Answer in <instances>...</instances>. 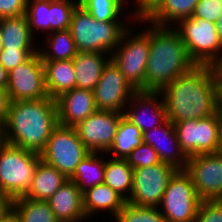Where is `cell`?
<instances>
[{
    "mask_svg": "<svg viewBox=\"0 0 222 222\" xmlns=\"http://www.w3.org/2000/svg\"><path fill=\"white\" fill-rule=\"evenodd\" d=\"M196 64L172 26L150 23V49L145 72V91H160L165 85L188 73Z\"/></svg>",
    "mask_w": 222,
    "mask_h": 222,
    "instance_id": "cell-3",
    "label": "cell"
},
{
    "mask_svg": "<svg viewBox=\"0 0 222 222\" xmlns=\"http://www.w3.org/2000/svg\"><path fill=\"white\" fill-rule=\"evenodd\" d=\"M2 141L1 130H0V142Z\"/></svg>",
    "mask_w": 222,
    "mask_h": 222,
    "instance_id": "cell-48",
    "label": "cell"
},
{
    "mask_svg": "<svg viewBox=\"0 0 222 222\" xmlns=\"http://www.w3.org/2000/svg\"><path fill=\"white\" fill-rule=\"evenodd\" d=\"M123 117L124 113L97 110L74 128L90 152L107 153Z\"/></svg>",
    "mask_w": 222,
    "mask_h": 222,
    "instance_id": "cell-15",
    "label": "cell"
},
{
    "mask_svg": "<svg viewBox=\"0 0 222 222\" xmlns=\"http://www.w3.org/2000/svg\"><path fill=\"white\" fill-rule=\"evenodd\" d=\"M39 153L0 142V195L12 199L24 196L41 161Z\"/></svg>",
    "mask_w": 222,
    "mask_h": 222,
    "instance_id": "cell-6",
    "label": "cell"
},
{
    "mask_svg": "<svg viewBox=\"0 0 222 222\" xmlns=\"http://www.w3.org/2000/svg\"><path fill=\"white\" fill-rule=\"evenodd\" d=\"M142 142L156 150L161 162L170 164L177 170H185L188 157L181 149L174 124L170 120L142 132Z\"/></svg>",
    "mask_w": 222,
    "mask_h": 222,
    "instance_id": "cell-17",
    "label": "cell"
},
{
    "mask_svg": "<svg viewBox=\"0 0 222 222\" xmlns=\"http://www.w3.org/2000/svg\"><path fill=\"white\" fill-rule=\"evenodd\" d=\"M159 92L163 97L167 120L173 124L207 118L220 110L215 66L196 65Z\"/></svg>",
    "mask_w": 222,
    "mask_h": 222,
    "instance_id": "cell-1",
    "label": "cell"
},
{
    "mask_svg": "<svg viewBox=\"0 0 222 222\" xmlns=\"http://www.w3.org/2000/svg\"><path fill=\"white\" fill-rule=\"evenodd\" d=\"M126 161L132 169L161 163L156 150L151 145L143 142L128 155Z\"/></svg>",
    "mask_w": 222,
    "mask_h": 222,
    "instance_id": "cell-35",
    "label": "cell"
},
{
    "mask_svg": "<svg viewBox=\"0 0 222 222\" xmlns=\"http://www.w3.org/2000/svg\"><path fill=\"white\" fill-rule=\"evenodd\" d=\"M78 1L79 4L83 8H85L97 21L134 22L136 19L132 11L125 8L128 5L127 3L131 2L130 0H78ZM124 9L127 11H125Z\"/></svg>",
    "mask_w": 222,
    "mask_h": 222,
    "instance_id": "cell-28",
    "label": "cell"
},
{
    "mask_svg": "<svg viewBox=\"0 0 222 222\" xmlns=\"http://www.w3.org/2000/svg\"><path fill=\"white\" fill-rule=\"evenodd\" d=\"M178 141L187 157L222 151V113L174 123Z\"/></svg>",
    "mask_w": 222,
    "mask_h": 222,
    "instance_id": "cell-8",
    "label": "cell"
},
{
    "mask_svg": "<svg viewBox=\"0 0 222 222\" xmlns=\"http://www.w3.org/2000/svg\"><path fill=\"white\" fill-rule=\"evenodd\" d=\"M78 4V0H49L50 33L69 29L73 11Z\"/></svg>",
    "mask_w": 222,
    "mask_h": 222,
    "instance_id": "cell-34",
    "label": "cell"
},
{
    "mask_svg": "<svg viewBox=\"0 0 222 222\" xmlns=\"http://www.w3.org/2000/svg\"><path fill=\"white\" fill-rule=\"evenodd\" d=\"M216 31L218 34V38L222 44V15L219 17V19L215 23Z\"/></svg>",
    "mask_w": 222,
    "mask_h": 222,
    "instance_id": "cell-45",
    "label": "cell"
},
{
    "mask_svg": "<svg viewBox=\"0 0 222 222\" xmlns=\"http://www.w3.org/2000/svg\"><path fill=\"white\" fill-rule=\"evenodd\" d=\"M106 158L107 153L90 152L76 167L69 179L79 187L82 193L93 186L102 184Z\"/></svg>",
    "mask_w": 222,
    "mask_h": 222,
    "instance_id": "cell-27",
    "label": "cell"
},
{
    "mask_svg": "<svg viewBox=\"0 0 222 222\" xmlns=\"http://www.w3.org/2000/svg\"><path fill=\"white\" fill-rule=\"evenodd\" d=\"M111 55L101 52H78L72 59L76 88L93 91Z\"/></svg>",
    "mask_w": 222,
    "mask_h": 222,
    "instance_id": "cell-21",
    "label": "cell"
},
{
    "mask_svg": "<svg viewBox=\"0 0 222 222\" xmlns=\"http://www.w3.org/2000/svg\"><path fill=\"white\" fill-rule=\"evenodd\" d=\"M58 125L56 101L50 97L11 101L2 141L41 153Z\"/></svg>",
    "mask_w": 222,
    "mask_h": 222,
    "instance_id": "cell-2",
    "label": "cell"
},
{
    "mask_svg": "<svg viewBox=\"0 0 222 222\" xmlns=\"http://www.w3.org/2000/svg\"><path fill=\"white\" fill-rule=\"evenodd\" d=\"M13 199L0 195V221L12 211Z\"/></svg>",
    "mask_w": 222,
    "mask_h": 222,
    "instance_id": "cell-42",
    "label": "cell"
},
{
    "mask_svg": "<svg viewBox=\"0 0 222 222\" xmlns=\"http://www.w3.org/2000/svg\"><path fill=\"white\" fill-rule=\"evenodd\" d=\"M39 44L41 49L38 48V53L42 61L72 60L79 52L69 29L45 35V39Z\"/></svg>",
    "mask_w": 222,
    "mask_h": 222,
    "instance_id": "cell-26",
    "label": "cell"
},
{
    "mask_svg": "<svg viewBox=\"0 0 222 222\" xmlns=\"http://www.w3.org/2000/svg\"><path fill=\"white\" fill-rule=\"evenodd\" d=\"M58 124L76 127L97 111L93 91L74 88L55 99Z\"/></svg>",
    "mask_w": 222,
    "mask_h": 222,
    "instance_id": "cell-18",
    "label": "cell"
},
{
    "mask_svg": "<svg viewBox=\"0 0 222 222\" xmlns=\"http://www.w3.org/2000/svg\"><path fill=\"white\" fill-rule=\"evenodd\" d=\"M132 22L97 21L78 4L73 11L69 30L79 52L110 54Z\"/></svg>",
    "mask_w": 222,
    "mask_h": 222,
    "instance_id": "cell-5",
    "label": "cell"
},
{
    "mask_svg": "<svg viewBox=\"0 0 222 222\" xmlns=\"http://www.w3.org/2000/svg\"><path fill=\"white\" fill-rule=\"evenodd\" d=\"M114 222H166L158 207L136 206L126 202Z\"/></svg>",
    "mask_w": 222,
    "mask_h": 222,
    "instance_id": "cell-33",
    "label": "cell"
},
{
    "mask_svg": "<svg viewBox=\"0 0 222 222\" xmlns=\"http://www.w3.org/2000/svg\"><path fill=\"white\" fill-rule=\"evenodd\" d=\"M3 50V43H2V35H1V31H0V53Z\"/></svg>",
    "mask_w": 222,
    "mask_h": 222,
    "instance_id": "cell-47",
    "label": "cell"
},
{
    "mask_svg": "<svg viewBox=\"0 0 222 222\" xmlns=\"http://www.w3.org/2000/svg\"><path fill=\"white\" fill-rule=\"evenodd\" d=\"M199 0H161L144 18L158 26H174L192 16Z\"/></svg>",
    "mask_w": 222,
    "mask_h": 222,
    "instance_id": "cell-25",
    "label": "cell"
},
{
    "mask_svg": "<svg viewBox=\"0 0 222 222\" xmlns=\"http://www.w3.org/2000/svg\"><path fill=\"white\" fill-rule=\"evenodd\" d=\"M176 171L175 167L163 162L134 169L132 192L126 202L136 206L158 207Z\"/></svg>",
    "mask_w": 222,
    "mask_h": 222,
    "instance_id": "cell-11",
    "label": "cell"
},
{
    "mask_svg": "<svg viewBox=\"0 0 222 222\" xmlns=\"http://www.w3.org/2000/svg\"><path fill=\"white\" fill-rule=\"evenodd\" d=\"M124 117L142 132L167 121L162 94L159 91H136L127 104Z\"/></svg>",
    "mask_w": 222,
    "mask_h": 222,
    "instance_id": "cell-16",
    "label": "cell"
},
{
    "mask_svg": "<svg viewBox=\"0 0 222 222\" xmlns=\"http://www.w3.org/2000/svg\"><path fill=\"white\" fill-rule=\"evenodd\" d=\"M0 222H19L16 214L13 212V210L4 217Z\"/></svg>",
    "mask_w": 222,
    "mask_h": 222,
    "instance_id": "cell-46",
    "label": "cell"
},
{
    "mask_svg": "<svg viewBox=\"0 0 222 222\" xmlns=\"http://www.w3.org/2000/svg\"><path fill=\"white\" fill-rule=\"evenodd\" d=\"M105 162L104 182L115 190L126 201L133 187V171L126 159L107 156Z\"/></svg>",
    "mask_w": 222,
    "mask_h": 222,
    "instance_id": "cell-29",
    "label": "cell"
},
{
    "mask_svg": "<svg viewBox=\"0 0 222 222\" xmlns=\"http://www.w3.org/2000/svg\"><path fill=\"white\" fill-rule=\"evenodd\" d=\"M35 53H38V49H3L0 64L9 72L28 61Z\"/></svg>",
    "mask_w": 222,
    "mask_h": 222,
    "instance_id": "cell-36",
    "label": "cell"
},
{
    "mask_svg": "<svg viewBox=\"0 0 222 222\" xmlns=\"http://www.w3.org/2000/svg\"><path fill=\"white\" fill-rule=\"evenodd\" d=\"M136 90L125 80L119 68L110 60L93 90L97 110L124 113Z\"/></svg>",
    "mask_w": 222,
    "mask_h": 222,
    "instance_id": "cell-14",
    "label": "cell"
},
{
    "mask_svg": "<svg viewBox=\"0 0 222 222\" xmlns=\"http://www.w3.org/2000/svg\"><path fill=\"white\" fill-rule=\"evenodd\" d=\"M7 92L11 101L49 97L45 84L43 61L35 53L28 61L8 72Z\"/></svg>",
    "mask_w": 222,
    "mask_h": 222,
    "instance_id": "cell-12",
    "label": "cell"
},
{
    "mask_svg": "<svg viewBox=\"0 0 222 222\" xmlns=\"http://www.w3.org/2000/svg\"><path fill=\"white\" fill-rule=\"evenodd\" d=\"M201 201L190 175L185 170H177L158 208L166 222H195Z\"/></svg>",
    "mask_w": 222,
    "mask_h": 222,
    "instance_id": "cell-9",
    "label": "cell"
},
{
    "mask_svg": "<svg viewBox=\"0 0 222 222\" xmlns=\"http://www.w3.org/2000/svg\"><path fill=\"white\" fill-rule=\"evenodd\" d=\"M135 23L140 24V27L143 23L144 25L149 23V25L146 26L147 28L144 26L139 30ZM143 28L144 30H142ZM149 49L150 22L145 18H137L122 34L118 46L111 53L112 62L136 91H145V72Z\"/></svg>",
    "mask_w": 222,
    "mask_h": 222,
    "instance_id": "cell-4",
    "label": "cell"
},
{
    "mask_svg": "<svg viewBox=\"0 0 222 222\" xmlns=\"http://www.w3.org/2000/svg\"><path fill=\"white\" fill-rule=\"evenodd\" d=\"M90 153L73 127L58 124L41 151V159L69 179L80 162Z\"/></svg>",
    "mask_w": 222,
    "mask_h": 222,
    "instance_id": "cell-10",
    "label": "cell"
},
{
    "mask_svg": "<svg viewBox=\"0 0 222 222\" xmlns=\"http://www.w3.org/2000/svg\"><path fill=\"white\" fill-rule=\"evenodd\" d=\"M59 222H87L83 193L68 179L47 201Z\"/></svg>",
    "mask_w": 222,
    "mask_h": 222,
    "instance_id": "cell-19",
    "label": "cell"
},
{
    "mask_svg": "<svg viewBox=\"0 0 222 222\" xmlns=\"http://www.w3.org/2000/svg\"><path fill=\"white\" fill-rule=\"evenodd\" d=\"M161 0H132L134 17L144 18Z\"/></svg>",
    "mask_w": 222,
    "mask_h": 222,
    "instance_id": "cell-40",
    "label": "cell"
},
{
    "mask_svg": "<svg viewBox=\"0 0 222 222\" xmlns=\"http://www.w3.org/2000/svg\"><path fill=\"white\" fill-rule=\"evenodd\" d=\"M185 171L202 200L222 199V151L188 157Z\"/></svg>",
    "mask_w": 222,
    "mask_h": 222,
    "instance_id": "cell-13",
    "label": "cell"
},
{
    "mask_svg": "<svg viewBox=\"0 0 222 222\" xmlns=\"http://www.w3.org/2000/svg\"><path fill=\"white\" fill-rule=\"evenodd\" d=\"M126 200L105 183L93 186L83 192V208L87 220H93L94 215L107 212L112 218L120 211Z\"/></svg>",
    "mask_w": 222,
    "mask_h": 222,
    "instance_id": "cell-20",
    "label": "cell"
},
{
    "mask_svg": "<svg viewBox=\"0 0 222 222\" xmlns=\"http://www.w3.org/2000/svg\"><path fill=\"white\" fill-rule=\"evenodd\" d=\"M8 76V71L0 64V88H7Z\"/></svg>",
    "mask_w": 222,
    "mask_h": 222,
    "instance_id": "cell-44",
    "label": "cell"
},
{
    "mask_svg": "<svg viewBox=\"0 0 222 222\" xmlns=\"http://www.w3.org/2000/svg\"><path fill=\"white\" fill-rule=\"evenodd\" d=\"M12 210L19 222H59L47 201L21 196L13 199Z\"/></svg>",
    "mask_w": 222,
    "mask_h": 222,
    "instance_id": "cell-30",
    "label": "cell"
},
{
    "mask_svg": "<svg viewBox=\"0 0 222 222\" xmlns=\"http://www.w3.org/2000/svg\"><path fill=\"white\" fill-rule=\"evenodd\" d=\"M3 49H38L25 15L0 19Z\"/></svg>",
    "mask_w": 222,
    "mask_h": 222,
    "instance_id": "cell-22",
    "label": "cell"
},
{
    "mask_svg": "<svg viewBox=\"0 0 222 222\" xmlns=\"http://www.w3.org/2000/svg\"><path fill=\"white\" fill-rule=\"evenodd\" d=\"M142 143V131L123 117L107 156L126 159Z\"/></svg>",
    "mask_w": 222,
    "mask_h": 222,
    "instance_id": "cell-31",
    "label": "cell"
},
{
    "mask_svg": "<svg viewBox=\"0 0 222 222\" xmlns=\"http://www.w3.org/2000/svg\"><path fill=\"white\" fill-rule=\"evenodd\" d=\"M45 84L50 98L56 99L63 93L76 88L72 60L43 61Z\"/></svg>",
    "mask_w": 222,
    "mask_h": 222,
    "instance_id": "cell-23",
    "label": "cell"
},
{
    "mask_svg": "<svg viewBox=\"0 0 222 222\" xmlns=\"http://www.w3.org/2000/svg\"><path fill=\"white\" fill-rule=\"evenodd\" d=\"M222 15V2L219 0H199L196 4L193 18H201L216 23Z\"/></svg>",
    "mask_w": 222,
    "mask_h": 222,
    "instance_id": "cell-38",
    "label": "cell"
},
{
    "mask_svg": "<svg viewBox=\"0 0 222 222\" xmlns=\"http://www.w3.org/2000/svg\"><path fill=\"white\" fill-rule=\"evenodd\" d=\"M11 104V98L6 89L0 88V130L6 122L7 113Z\"/></svg>",
    "mask_w": 222,
    "mask_h": 222,
    "instance_id": "cell-41",
    "label": "cell"
},
{
    "mask_svg": "<svg viewBox=\"0 0 222 222\" xmlns=\"http://www.w3.org/2000/svg\"><path fill=\"white\" fill-rule=\"evenodd\" d=\"M218 89H219V109L222 113V68L217 66Z\"/></svg>",
    "mask_w": 222,
    "mask_h": 222,
    "instance_id": "cell-43",
    "label": "cell"
},
{
    "mask_svg": "<svg viewBox=\"0 0 222 222\" xmlns=\"http://www.w3.org/2000/svg\"><path fill=\"white\" fill-rule=\"evenodd\" d=\"M28 0H0V19L25 15Z\"/></svg>",
    "mask_w": 222,
    "mask_h": 222,
    "instance_id": "cell-39",
    "label": "cell"
},
{
    "mask_svg": "<svg viewBox=\"0 0 222 222\" xmlns=\"http://www.w3.org/2000/svg\"><path fill=\"white\" fill-rule=\"evenodd\" d=\"M172 27L180 35L188 56L196 65L217 67L222 63V44L215 23L191 16Z\"/></svg>",
    "mask_w": 222,
    "mask_h": 222,
    "instance_id": "cell-7",
    "label": "cell"
},
{
    "mask_svg": "<svg viewBox=\"0 0 222 222\" xmlns=\"http://www.w3.org/2000/svg\"><path fill=\"white\" fill-rule=\"evenodd\" d=\"M67 180L62 172L41 160L35 170L32 184L23 197L48 201Z\"/></svg>",
    "mask_w": 222,
    "mask_h": 222,
    "instance_id": "cell-24",
    "label": "cell"
},
{
    "mask_svg": "<svg viewBox=\"0 0 222 222\" xmlns=\"http://www.w3.org/2000/svg\"><path fill=\"white\" fill-rule=\"evenodd\" d=\"M25 16L30 32L35 38L41 31L45 35L50 33L49 0H28Z\"/></svg>",
    "mask_w": 222,
    "mask_h": 222,
    "instance_id": "cell-32",
    "label": "cell"
},
{
    "mask_svg": "<svg viewBox=\"0 0 222 222\" xmlns=\"http://www.w3.org/2000/svg\"><path fill=\"white\" fill-rule=\"evenodd\" d=\"M195 222H222V199L202 200Z\"/></svg>",
    "mask_w": 222,
    "mask_h": 222,
    "instance_id": "cell-37",
    "label": "cell"
}]
</instances>
